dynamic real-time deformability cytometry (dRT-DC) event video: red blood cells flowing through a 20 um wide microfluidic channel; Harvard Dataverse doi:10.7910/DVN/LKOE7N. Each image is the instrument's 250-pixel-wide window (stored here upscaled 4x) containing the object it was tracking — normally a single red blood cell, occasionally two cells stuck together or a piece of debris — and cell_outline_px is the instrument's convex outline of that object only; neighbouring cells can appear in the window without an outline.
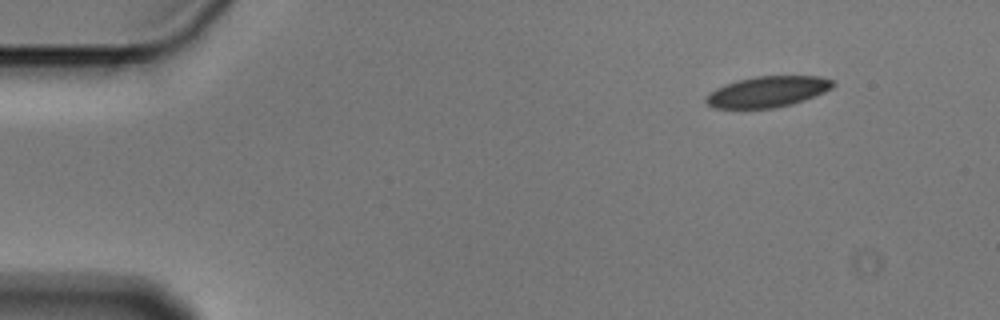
{"species": "Egyptian fruit bat (a non-hibernating species)", "species_latin": "Rousettus aegyptiacus", "temperature_condition": "cold", "stored_images_in_passage": 4, "camera_frame_rate_fps": 3000, "um_per_image_px": 0.085, "animal": {"sex": "male"}, "frame": {"image": 1, "passage_image": 1, "time_ms": 0.0, "image_size_px": [1000, 320], "cell_outline_px": [[836, 84], [832, 88], [824, 92], [792, 104], [772, 108], [716, 108], [708, 104], [704, 100], [708, 92], [724, 84], [736, 80], [756, 76], [820, 76], [836, 80]], "centroid_in_image_um": [65.25, 7.78], "position_along_channel_um": 19.8, "area_um2": 22.95}}
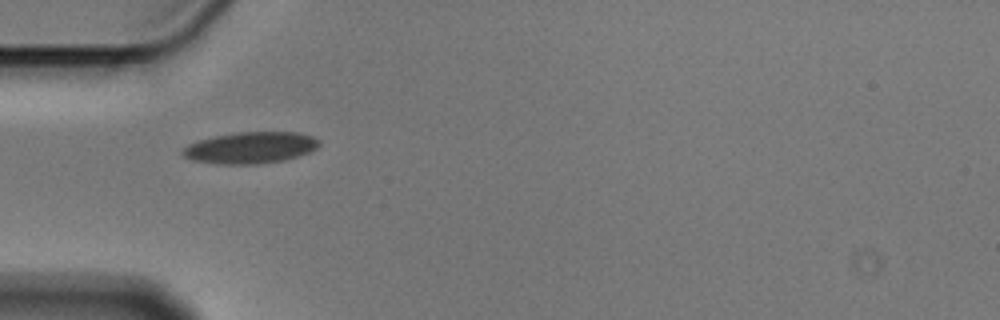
{"frame": {"image": 2, "passage_image": 4, "time_ms": 1.0, "image_size_px": [1000, 320], "cell_outline_px": [[320, 144], [316, 148], [308, 152], [284, 160], [260, 164], [216, 164], [192, 160], [184, 156], [180, 152], [188, 144], [200, 140], [216, 136], [236, 132], [300, 132], [312, 136], [320, 140]], "centroid_in_image_um": [21.29, 12.55], "position_along_channel_um": 63.7, "area_um2": 25.03}}